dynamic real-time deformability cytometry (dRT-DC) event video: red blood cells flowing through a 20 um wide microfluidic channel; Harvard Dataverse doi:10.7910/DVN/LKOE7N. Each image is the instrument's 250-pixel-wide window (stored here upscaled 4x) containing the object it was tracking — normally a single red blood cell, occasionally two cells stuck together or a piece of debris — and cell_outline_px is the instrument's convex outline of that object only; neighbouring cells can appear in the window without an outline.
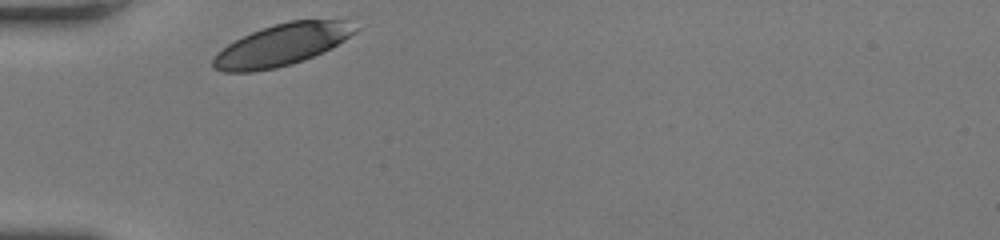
{"species": "human", "species_latin": "Homo sapiens", "temperature_condition": "room temperature", "stored_images_in_passage": 25, "camera_frame_rate_fps": 3000, "um_per_image_px": 0.085, "donor": {"sex": "female"}, "frame": {"image": 1, "passage_image": 1, "time_ms": 0.0, "image_size_px": [1000, 240], "cell_outline_px": [[360, 28], [356, 32], [332, 48], [324, 52], [304, 60], [292, 64], [276, 68], [252, 72], [224, 72], [212, 68], [212, 60], [216, 52], [228, 44], [252, 32], [288, 20], [344, 20]], "centroid_in_image_um": [23.95, 3.83], "position_along_channel_um": 61.0, "area_um2": 34.56}}
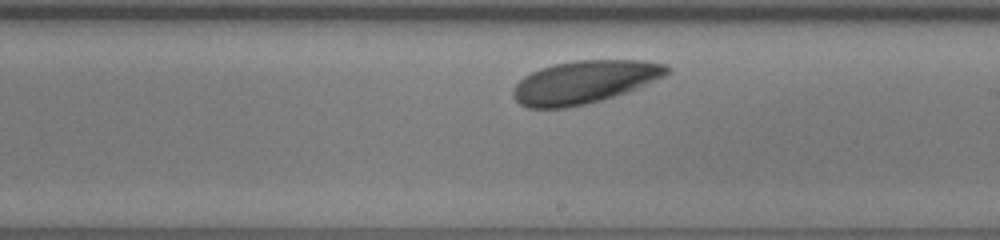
{"frame": {"image": 2, "passage_image": 15, "time_ms": 4.667, "image_size_px": [1000, 240], "cell_outline_px": [[672, 72], [640, 88], [616, 96], [584, 104], [564, 108], [528, 108], [520, 104], [512, 96], [512, 88], [524, 76], [540, 68], [552, 64], [576, 60], [644, 60], [668, 64], [672, 68]], "centroid_in_image_um": [49.72, 6.96], "position_along_channel_um": 239.3, "area_um2": 38.84}}
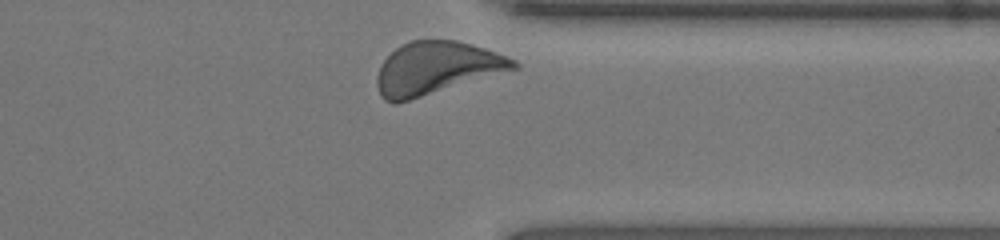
{"frame": {"image": 3, "passage_image": 25, "time_ms": 8.0, "image_size_px": [1000, 240], "cell_outline_px": [[520, 64], [516, 68], [396, 104], [384, 100], [380, 96], [376, 84], [376, 76], [384, 60], [396, 48], [412, 40], [456, 40], [472, 44], [484, 48], [516, 60]], "centroid_in_image_um": [37.05, 5.79], "position_along_channel_um": 374.4, "area_um2": 41.21}, "authors_computed_cell_mechanics": {"area_um2": 38.2636, "velocity_mm_per_s": 4.0249, "shape_relaxation_time_tau1_ms": 0.9888, "shape_relaxation_time_tau2_ms": null, "deformation_change_tau1": 0.0718, "deformation_change_tau2": null}}